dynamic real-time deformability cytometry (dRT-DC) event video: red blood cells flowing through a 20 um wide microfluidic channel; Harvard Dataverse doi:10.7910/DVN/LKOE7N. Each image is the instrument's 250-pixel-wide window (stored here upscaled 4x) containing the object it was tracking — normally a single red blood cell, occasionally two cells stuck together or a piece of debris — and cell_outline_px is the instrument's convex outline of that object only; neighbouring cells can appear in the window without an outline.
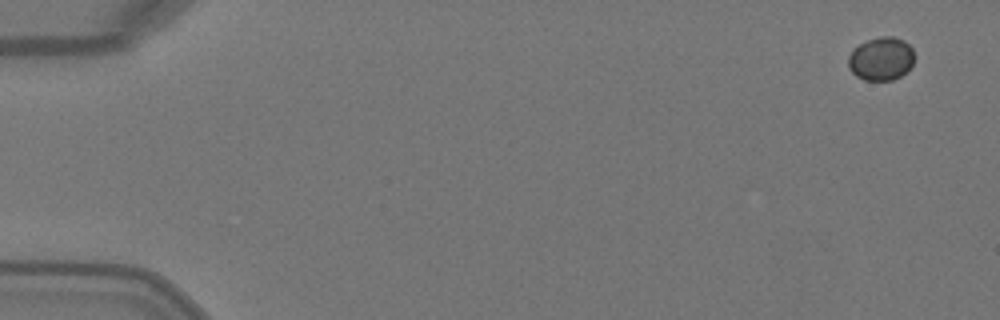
{"species": "Egyptian fruit bat (a non-hibernating species)", "species_latin": "Rousettus aegyptiacus", "temperature_condition": "warm", "stored_images_in_passage": 4, "camera_frame_rate_fps": 3000, "um_per_image_px": 0.085, "animal": {"sex": "female"}, "frame": {"image": 1, "passage_image": 1, "time_ms": 0.0, "image_size_px": [1000, 320], "cell_outline_px": [[912, 64], [900, 76], [892, 80], [864, 80], [856, 76], [848, 68], [848, 56], [860, 44], [868, 40], [880, 36], [892, 36], [904, 40], [912, 48]], "centroid_in_image_um": [74.87, 4.99], "position_along_channel_um": 10.1, "area_um2": 16.42}}
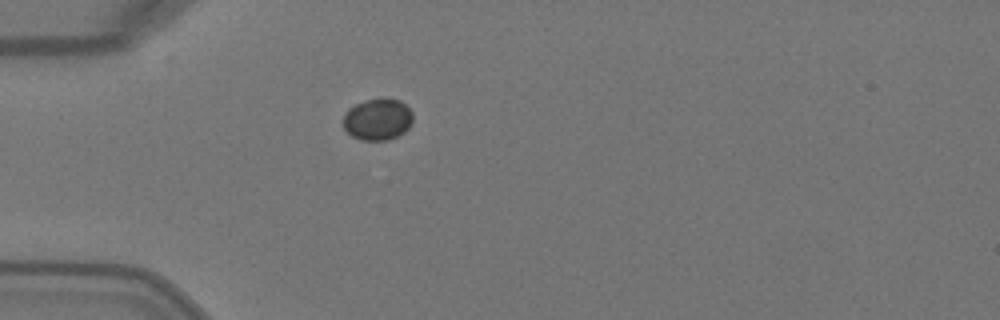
{"frame": {"image": 2, "passage_image": 4, "time_ms": 1.0, "image_size_px": [1000, 320], "cell_outline_px": [[412, 120], [408, 128], [404, 132], [388, 140], [360, 140], [352, 136], [344, 128], [344, 116], [348, 108], [364, 100], [400, 100], [412, 112]], "centroid_in_image_um": [32.09, 10.17], "position_along_channel_um": 52.9, "area_um2": 16.53}}